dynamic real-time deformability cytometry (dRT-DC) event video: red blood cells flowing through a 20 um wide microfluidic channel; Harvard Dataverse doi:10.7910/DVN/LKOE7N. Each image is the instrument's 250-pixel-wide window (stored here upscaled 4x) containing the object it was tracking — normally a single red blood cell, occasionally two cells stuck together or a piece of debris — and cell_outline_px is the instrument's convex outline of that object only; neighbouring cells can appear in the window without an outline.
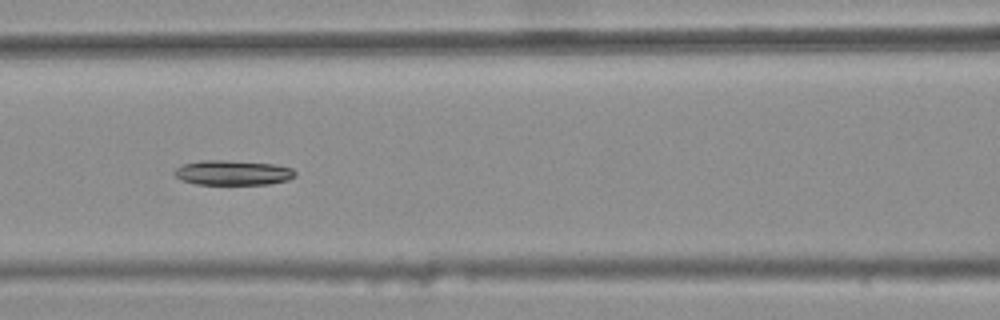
{"species": "common noctule bat (a hibernating species)", "species_latin": "Nyctalus noctula", "temperature_condition": "warm", "stored_images_in_passage": 8, "camera_frame_rate_fps": 3000, "um_per_image_px": 0.085, "animal": {"sex": "female", "body_mass_g": 25.1}, "frame": {"image": 1, "passage_image": 7, "time_ms": 2.0, "image_size_px": [1000, 320], "cell_outline_px": [[296, 176], [288, 180], [268, 184], [196, 184], [180, 180], [172, 172], [176, 168], [184, 164], [200, 160], [224, 160], [276, 164], [292, 168], [296, 172]], "centroid_in_image_um": [19.79, 14.68], "position_along_channel_um": 146.8, "area_um2": 17.57}}
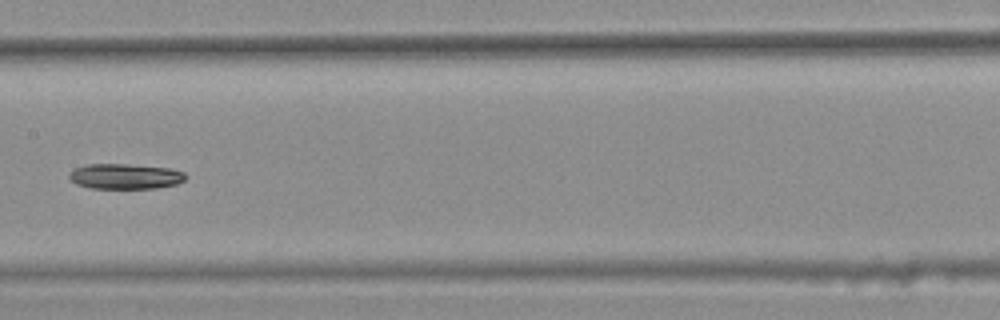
{"frame": {"image": 2, "passage_image": 8, "time_ms": 2.333, "image_size_px": [1000, 320], "cell_outline_px": [[184, 180], [176, 184], [156, 188], [88, 188], [76, 184], [68, 176], [76, 168], [88, 164], [124, 164], [168, 168], [184, 172]], "centroid_in_image_um": [10.62, 14.99], "position_along_channel_um": 196.8, "area_um2": 16.88}}